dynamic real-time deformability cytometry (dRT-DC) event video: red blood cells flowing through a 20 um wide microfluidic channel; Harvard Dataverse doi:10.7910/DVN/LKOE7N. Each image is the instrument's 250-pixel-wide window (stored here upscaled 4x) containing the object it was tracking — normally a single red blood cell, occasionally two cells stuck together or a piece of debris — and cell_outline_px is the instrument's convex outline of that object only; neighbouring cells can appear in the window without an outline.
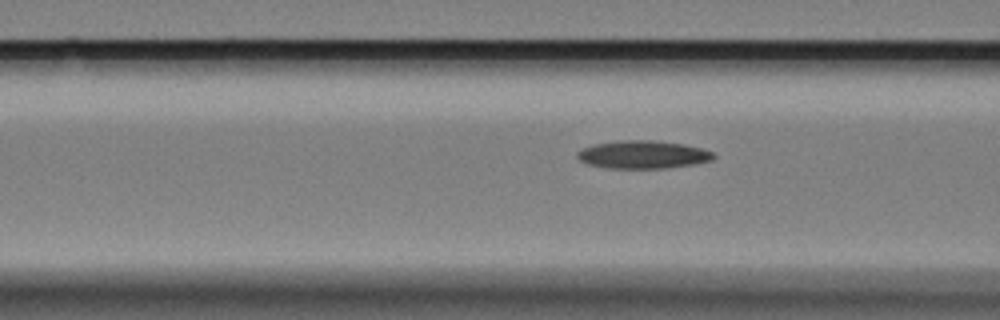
{"species": "Egyptian fruit bat (a non-hibernating species)", "species_latin": "Rousettus aegyptiacus", "temperature_condition": "cold", "stored_images_in_passage": 13, "camera_frame_rate_fps": 3000, "um_per_image_px": 0.085, "animal": {"sex": "female"}, "frame": {"image": 1, "passage_image": 10, "time_ms": 3.0, "image_size_px": [1000, 320], "cell_outline_px": [[716, 156], [712, 160], [696, 164], [664, 168], [608, 168], [588, 164], [580, 160], [576, 156], [576, 152], [584, 148], [596, 144], [620, 140], [656, 140], [684, 144], [704, 148], [712, 152]], "centroid_in_image_um": [54.69, 13.13], "position_along_channel_um": 111.9, "area_um2": 22.25}}